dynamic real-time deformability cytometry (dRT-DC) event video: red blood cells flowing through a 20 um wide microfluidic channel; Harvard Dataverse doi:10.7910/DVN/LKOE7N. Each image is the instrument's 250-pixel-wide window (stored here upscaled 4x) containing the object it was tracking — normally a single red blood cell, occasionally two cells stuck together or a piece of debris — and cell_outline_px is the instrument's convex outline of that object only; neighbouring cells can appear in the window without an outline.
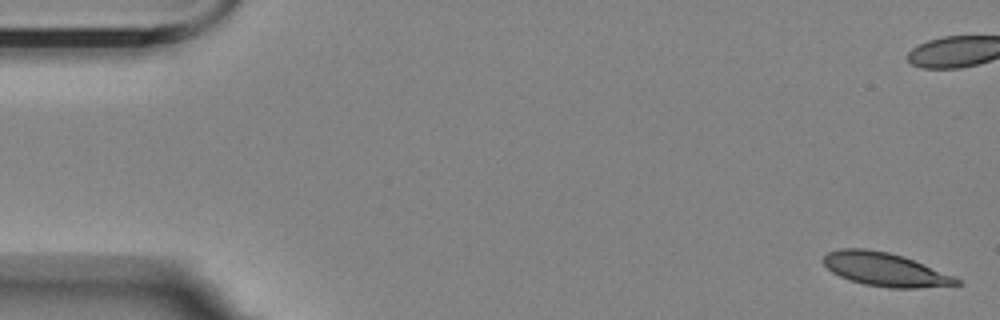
{"species": "Egyptian fruit bat (a non-hibernating species)", "species_latin": "Rousettus aegyptiacus", "temperature_condition": "room temperature", "stored_images_in_passage": 6, "camera_frame_rate_fps": 3000, "um_per_image_px": 0.085, "animal": {"sex": "female"}, "frame": {"image": 1, "passage_image": 1, "time_ms": 0.0, "image_size_px": [1000, 320], "cell_outline_px": [[964, 284], [916, 288], [888, 288], [864, 284], [848, 280], [832, 272], [820, 260], [828, 252], [840, 248], [864, 248], [888, 252], [904, 256], [924, 264], [952, 276], [960, 280]], "centroid_in_image_um": [75.19, 22.9], "position_along_channel_um": 9.8, "area_um2": 26.01}}